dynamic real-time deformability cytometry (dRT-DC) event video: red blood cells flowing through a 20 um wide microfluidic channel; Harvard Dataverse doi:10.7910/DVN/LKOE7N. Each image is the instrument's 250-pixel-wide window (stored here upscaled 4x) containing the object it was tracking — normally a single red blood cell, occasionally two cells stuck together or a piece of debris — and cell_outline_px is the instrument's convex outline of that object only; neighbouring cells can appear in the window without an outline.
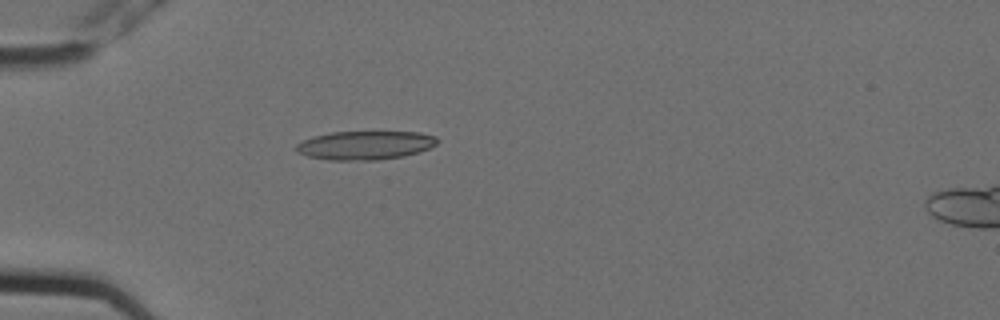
{"species": "Egyptian fruit bat (a non-hibernating species)", "species_latin": "Rousettus aegyptiacus", "temperature_condition": "cold", "stored_images_in_passage": 6, "camera_frame_rate_fps": 3000, "um_per_image_px": 0.085, "animal": {"sex": "female"}, "frame": {"image": 1, "passage_image": 5, "time_ms": 1.333, "image_size_px": [1000, 320], "cell_outline_px": [[440, 140], [436, 144], [420, 152], [404, 156], [380, 160], [332, 160], [308, 156], [296, 152], [296, 144], [312, 136], [332, 132], [420, 132], [436, 136]], "centroid_in_image_um": [31.06, 12.35], "position_along_channel_um": 53.9, "area_um2": 23.7}}